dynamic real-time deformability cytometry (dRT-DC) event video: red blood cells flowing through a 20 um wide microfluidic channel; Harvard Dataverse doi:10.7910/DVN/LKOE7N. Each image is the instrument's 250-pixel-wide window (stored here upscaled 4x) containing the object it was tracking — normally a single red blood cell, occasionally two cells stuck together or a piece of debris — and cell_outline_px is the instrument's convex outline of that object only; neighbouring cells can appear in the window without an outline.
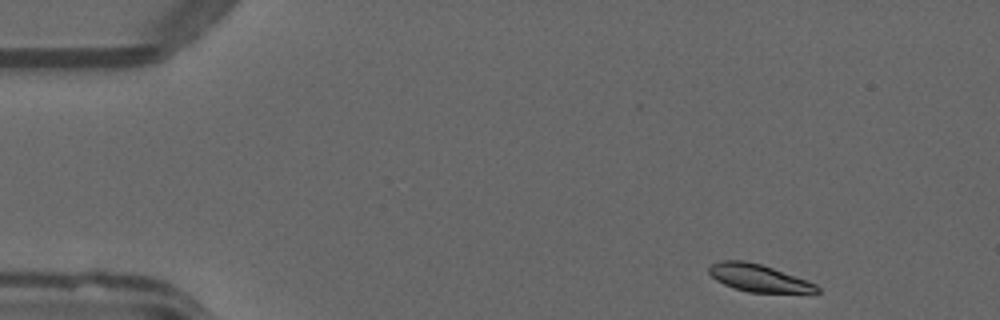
{"species": "common noctule bat (a hibernating species)", "species_latin": "Nyctalus noctula", "temperature_condition": "warm", "stored_images_in_passage": 47, "camera_frame_rate_fps": 3000, "um_per_image_px": 0.085, "animal": {"sex": "male", "forearm_length_mm": 52.5}, "frame": {"image": 1, "passage_image": 1, "time_ms": 0.0, "image_size_px": [1000, 320], "cell_outline_px": [[820, 292], [816, 296], [812, 296], [748, 292], [724, 284], [716, 280], [708, 272], [708, 268], [712, 264], [720, 260], [744, 260], [760, 264], [808, 280], [816, 284], [820, 288]], "centroid_in_image_um": [64.66, 23.7], "position_along_channel_um": 20.3, "area_um2": 18.09}}
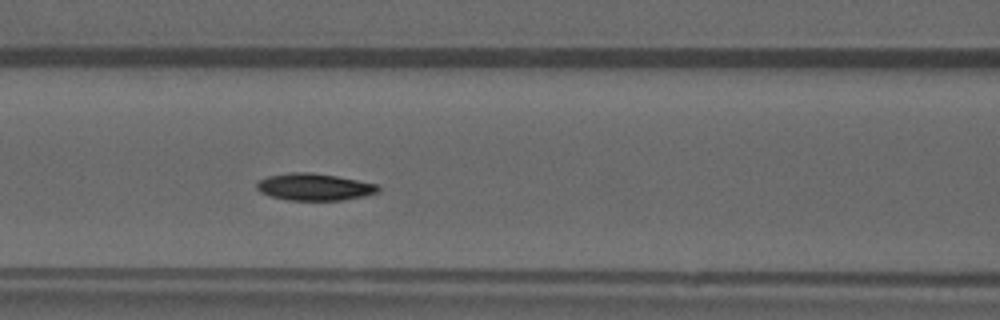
{"frame": {"image": 2, "passage_image": 17, "time_ms": 5.333, "image_size_px": [1000, 320], "cell_outline_px": [[380, 192], [364, 196], [344, 200], [288, 200], [272, 196], [260, 192], [256, 188], [256, 184], [260, 180], [268, 176], [288, 172], [312, 172], [336, 176], [376, 184], [380, 188]], "centroid_in_image_um": [26.72, 15.89], "position_along_channel_um": 139.9, "area_um2": 19.07}}
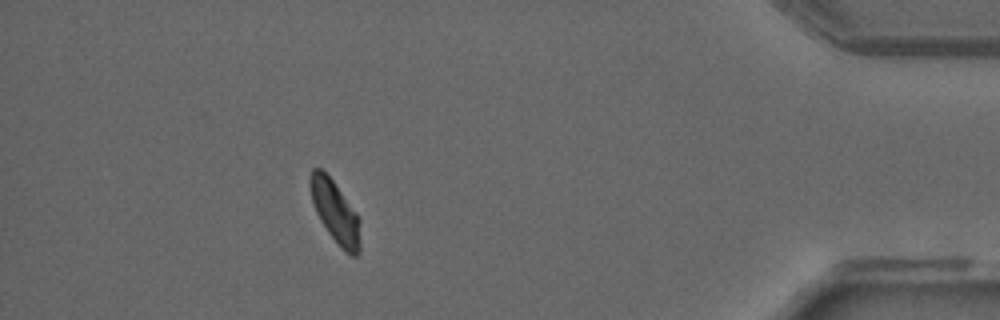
{"frame": {"image": 3, "passage_image": 41, "time_ms": 13.333, "image_size_px": [1000, 320], "cell_outline_px": [[360, 252], [356, 256], [352, 256], [344, 252], [340, 248], [328, 232], [320, 220], [312, 204], [308, 184], [308, 176], [312, 168], [320, 168], [332, 180], [356, 212], [360, 220]], "centroid_in_image_um": [28.47, 18.02], "position_along_channel_um": 406.7, "area_um2": 18.38}}